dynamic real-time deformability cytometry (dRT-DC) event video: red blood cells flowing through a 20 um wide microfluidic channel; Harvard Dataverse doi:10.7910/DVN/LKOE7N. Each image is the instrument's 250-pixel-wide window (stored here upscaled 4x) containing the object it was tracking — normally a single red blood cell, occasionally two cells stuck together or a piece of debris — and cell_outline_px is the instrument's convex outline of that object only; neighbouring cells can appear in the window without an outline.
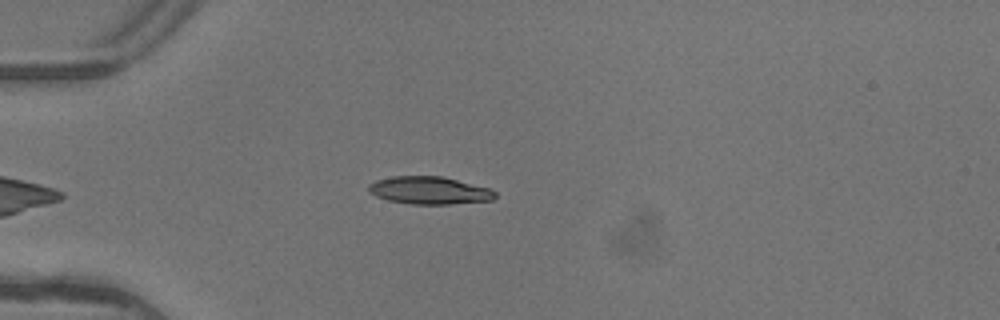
{"species": "common noctule bat (a hibernating species)", "species_latin": "Nyctalus noctula", "temperature_condition": "warm", "stored_images_in_passage": 4, "camera_frame_rate_fps": 3000, "um_per_image_px": 0.085, "animal": {"sex": "female"}, "frame": {"image": 1, "passage_image": 4, "time_ms": 1.0, "image_size_px": [1000, 320], "cell_outline_px": [[496, 196], [492, 200], [452, 204], [412, 204], [388, 200], [376, 196], [368, 192], [368, 184], [376, 180], [392, 176], [440, 176], [488, 188], [496, 192]], "centroid_in_image_um": [36.45, 16.19], "position_along_channel_um": 48.5, "area_um2": 20.23}}